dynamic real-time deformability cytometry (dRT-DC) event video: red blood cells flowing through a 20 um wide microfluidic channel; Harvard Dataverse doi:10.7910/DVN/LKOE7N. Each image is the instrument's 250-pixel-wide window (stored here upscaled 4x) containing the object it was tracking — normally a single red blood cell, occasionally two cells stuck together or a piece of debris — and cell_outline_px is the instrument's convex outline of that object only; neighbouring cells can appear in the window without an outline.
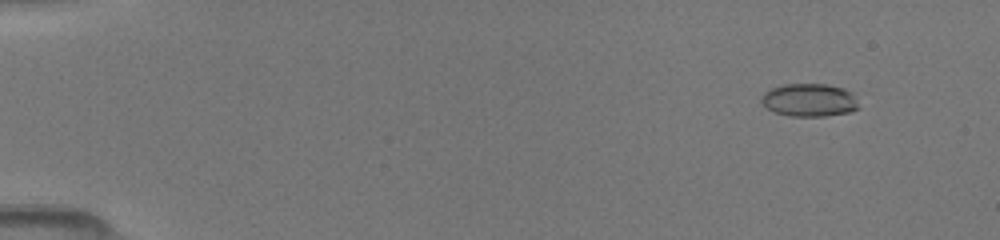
{"species": "common noctule bat (a hibernating species)", "species_latin": "Nyctalus noctula", "temperature_condition": "room temperature", "stored_images_in_passage": 6, "camera_frame_rate_fps": 3000, "um_per_image_px": 0.085, "animal": {"sex": "female", "body_mass_g": 19.5, "forearm_length_mm": 54.1}, "frame": {"image": 1, "passage_image": 2, "time_ms": 0.667, "image_size_px": [1000, 240], "cell_outline_px": [[860, 108], [852, 112], [824, 116], [788, 116], [776, 112], [768, 108], [760, 100], [760, 96], [764, 92], [772, 88], [784, 84], [824, 84], [844, 88], [852, 92]], "centroid_in_image_um": [68.81, 8.51], "position_along_channel_um": 16.2, "area_um2": 18.79}}
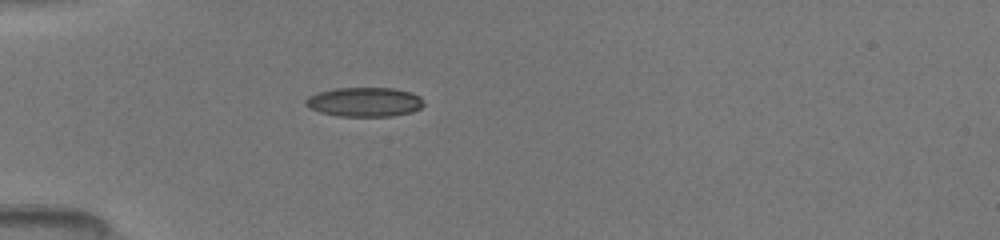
{"frame": {"image": 2, "passage_image": 6, "time_ms": 4.333, "image_size_px": [1000, 240], "cell_outline_px": [[424, 104], [420, 108], [412, 112], [392, 116], [336, 116], [320, 112], [308, 108], [304, 104], [304, 100], [308, 96], [316, 92], [332, 88], [392, 88], [412, 92], [420, 96], [424, 100]], "centroid_in_image_um": [30.95, 8.66], "position_along_channel_um": 54.0, "area_um2": 20.52}}